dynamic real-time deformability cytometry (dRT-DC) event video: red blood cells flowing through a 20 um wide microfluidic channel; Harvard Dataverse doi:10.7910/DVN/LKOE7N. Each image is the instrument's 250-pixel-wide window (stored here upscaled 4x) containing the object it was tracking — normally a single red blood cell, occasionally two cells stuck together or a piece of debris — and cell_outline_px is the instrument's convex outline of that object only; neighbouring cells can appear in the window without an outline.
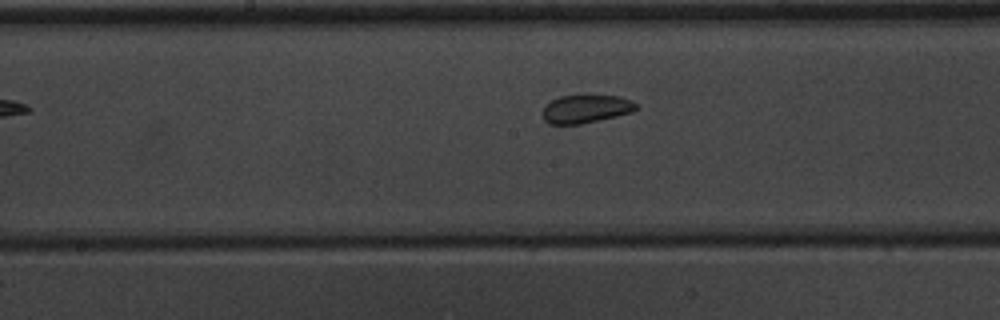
{"species": "common noctule bat (a hibernating species)", "species_latin": "Nyctalus noctula", "temperature_condition": "warm", "stored_images_in_passage": 9, "camera_frame_rate_fps": 3000, "um_per_image_px": 0.085, "animal": {"sex": "male", "body_mass_g": 20.1, "forearm_length_mm": 53.5}, "frame": {"image": 1, "passage_image": 9, "time_ms": 10.667, "image_size_px": [1000, 320], "cell_outline_px": [[636, 108], [632, 112], [616, 116], [580, 124], [548, 124], [544, 120], [544, 104], [560, 96], [616, 96], [632, 100], [636, 104]], "centroid_in_image_um": [49.77, 9.26], "position_along_channel_um": 198.4, "area_um2": 15.09}}